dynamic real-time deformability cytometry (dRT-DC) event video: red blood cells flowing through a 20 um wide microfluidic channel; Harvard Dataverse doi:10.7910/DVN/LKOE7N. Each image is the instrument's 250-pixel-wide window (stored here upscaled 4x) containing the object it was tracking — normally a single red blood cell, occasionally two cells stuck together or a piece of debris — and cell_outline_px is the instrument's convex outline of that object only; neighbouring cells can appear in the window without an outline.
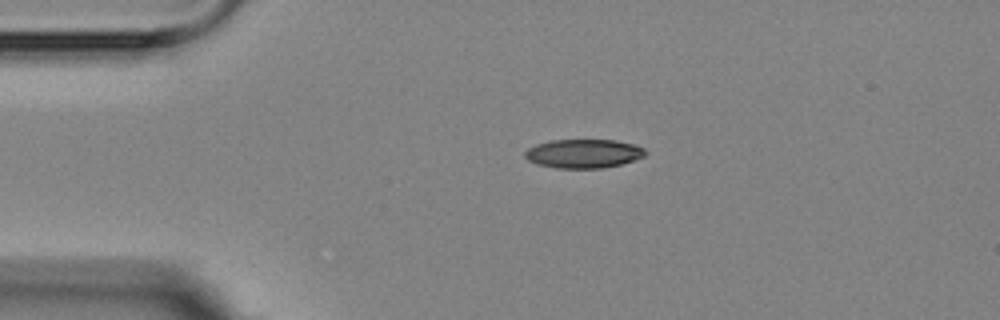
{"species": "Egyptian fruit bat (a non-hibernating species)", "species_latin": "Rousettus aegyptiacus", "temperature_condition": "room temperature", "stored_images_in_passage": 13, "camera_frame_rate_fps": 3000, "um_per_image_px": 0.085, "animal": {"sex": "female"}, "frame": {"image": 1, "passage_image": 1, "time_ms": 0.0, "image_size_px": [1000, 320], "cell_outline_px": [[648, 152], [644, 156], [620, 164], [600, 168], [556, 168], [536, 164], [528, 160], [524, 156], [524, 152], [528, 148], [536, 144], [552, 140], [616, 140], [636, 144], [644, 148]], "centroid_in_image_um": [49.59, 13.05], "position_along_channel_um": 35.4, "area_um2": 20.29}}
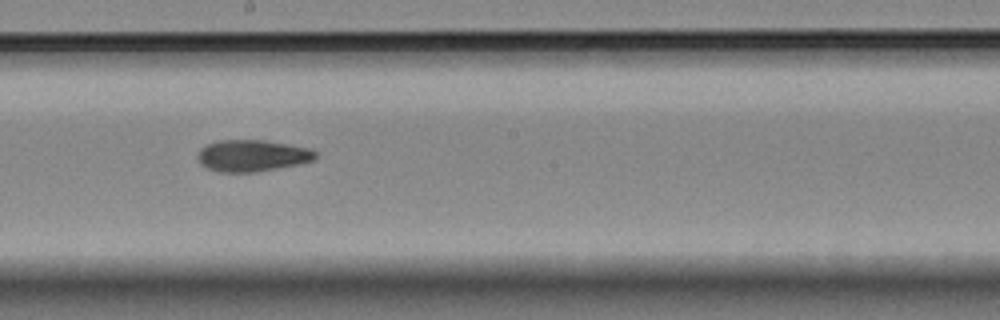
{"frame": {"image": 2, "passage_image": 6, "time_ms": 6.333, "image_size_px": [1000, 320], "cell_outline_px": [[316, 160], [300, 164], [256, 172], [220, 172], [208, 168], [200, 164], [196, 156], [200, 148], [204, 144], [220, 140], [264, 140], [312, 148], [316, 152]], "centroid_in_image_um": [21.44, 13.22], "position_along_channel_um": 226.8, "area_um2": 22.02}}
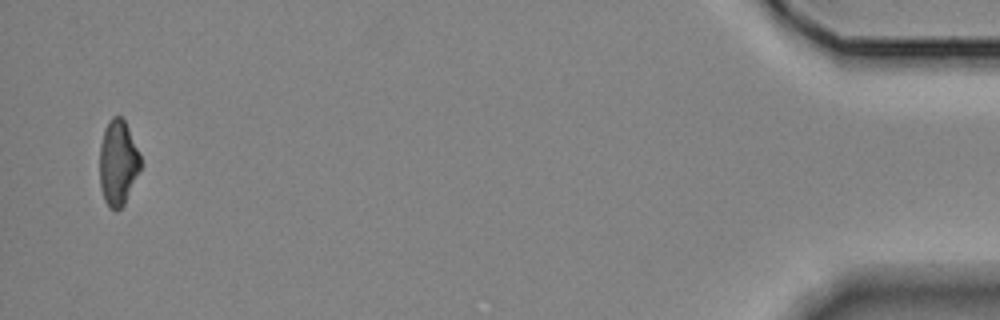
{"frame": {"image": 3, "passage_image": 13, "time_ms": 14.333, "image_size_px": [1000, 320], "cell_outline_px": [[144, 164], [124, 204], [116, 212], [104, 200], [100, 188], [100, 144], [104, 128], [108, 120], [112, 116], [120, 116], [124, 120], [128, 128]], "centroid_in_image_um": [10.04, 13.83], "position_along_channel_um": 425.2, "area_um2": 20.58}, "authors_computed_cell_mechanics": {"area_um2": 21.6172, "velocity_mm_per_s": 3.561, "shape_relaxation_time_tau1_ms": null, "shape_relaxation_time_tau2_ms": 5.015, "deformation_change_tau1": null, "deformation_change_tau2": 0.1094}}